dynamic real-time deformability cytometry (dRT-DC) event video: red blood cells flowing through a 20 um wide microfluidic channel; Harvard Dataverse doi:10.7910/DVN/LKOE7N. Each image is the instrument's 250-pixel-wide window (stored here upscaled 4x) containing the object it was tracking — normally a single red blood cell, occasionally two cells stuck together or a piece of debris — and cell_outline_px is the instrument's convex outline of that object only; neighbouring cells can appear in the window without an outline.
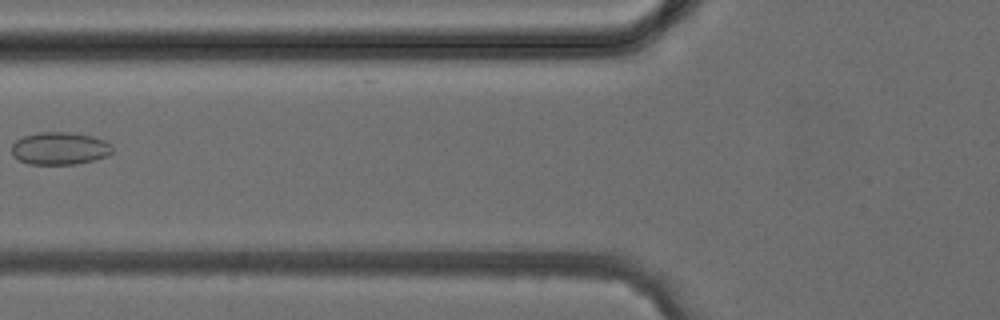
{"species": "common noctule bat (a hibernating species)", "species_latin": "Nyctalus noctula", "temperature_condition": "cold", "stored_images_in_passage": 3, "camera_frame_rate_fps": 3000, "um_per_image_px": 0.085, "animal": {"sex": "female", "body_mass_g": 24.6, "forearm_length_mm": 56.2}, "frame": {"image": 1, "passage_image": 3, "time_ms": 3.333, "image_size_px": [1000, 320], "cell_outline_px": [[112, 152], [108, 156], [76, 164], [28, 164], [12, 156], [12, 144], [16, 140], [24, 136], [40, 132], [68, 132], [92, 136], [104, 140], [112, 144]], "centroid_in_image_um": [5.08, 12.61], "position_along_channel_um": 120.7, "area_um2": 19.13}}